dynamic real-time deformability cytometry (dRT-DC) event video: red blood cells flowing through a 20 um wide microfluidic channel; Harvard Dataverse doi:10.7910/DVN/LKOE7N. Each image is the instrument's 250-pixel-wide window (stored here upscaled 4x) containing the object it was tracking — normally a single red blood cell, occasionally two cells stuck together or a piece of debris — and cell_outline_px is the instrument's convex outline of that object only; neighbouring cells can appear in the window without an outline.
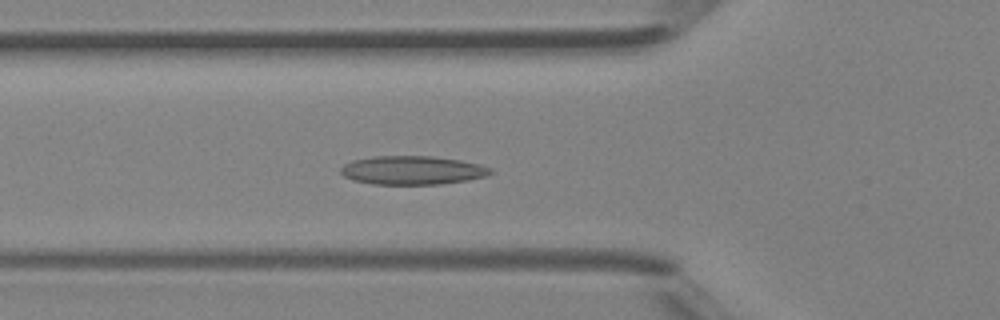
{"species": "Egyptian fruit bat (a non-hibernating species)", "species_latin": "Rousettus aegyptiacus", "temperature_condition": "room temperature", "stored_images_in_passage": 35, "camera_frame_rate_fps": 3000, "um_per_image_px": 0.085, "animal": {"sex": "female"}, "frame": {"image": 1, "passage_image": 4, "time_ms": 1.0, "image_size_px": [1000, 320], "cell_outline_px": [[492, 172], [488, 176], [468, 180], [440, 184], [372, 184], [352, 180], [344, 176], [340, 172], [340, 168], [344, 164], [352, 160], [372, 156], [432, 156], [460, 160], [480, 164], [492, 168]], "centroid_in_image_um": [35.05, 14.47], "position_along_channel_um": 90.8, "area_um2": 25.2}}
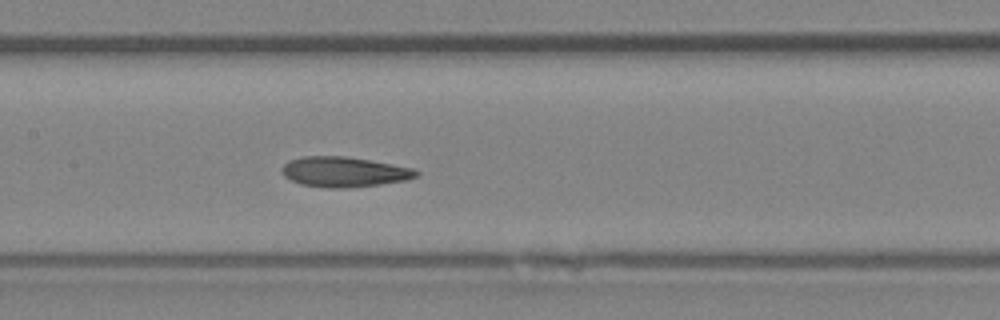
{"frame": {"image": 2, "passage_image": 10, "time_ms": 3.0, "image_size_px": [1000, 320], "cell_outline_px": [[420, 176], [408, 180], [380, 184], [348, 188], [328, 188], [300, 184], [284, 176], [280, 172], [280, 168], [288, 160], [304, 156], [344, 156], [392, 164], [412, 168], [420, 172]], "centroid_in_image_um": [29.24, 14.61], "position_along_channel_um": 178.2, "area_um2": 23.76}}
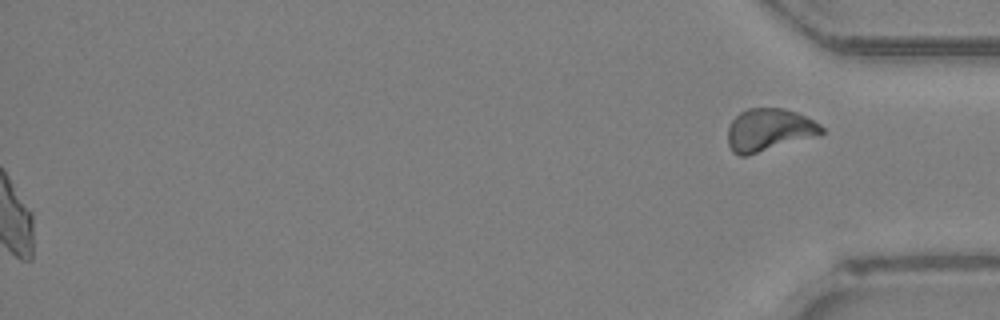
{"frame": {"image": 3, "passage_image": 35, "time_ms": 11.333, "image_size_px": [1000, 320], "cell_outline_px": [[824, 132], [820, 136], [748, 156], [740, 156], [732, 152], [728, 144], [728, 128], [732, 120], [740, 112], [748, 108], [784, 108], [796, 112], [820, 124], [824, 128]], "centroid_in_image_um": [65.38, 11.07], "position_along_channel_um": 369.8, "area_um2": 23.64}, "authors_computed_cell_mechanics": {"area_um2": 23.2356, "velocity_mm_per_s": 4.3791, "shape_relaxation_time_tau1_ms": 10.4063, "shape_relaxation_time_tau2_ms": 2.9845, "deformation_change_tau1": 0.2135, "deformation_change_tau2": 0.0938}}